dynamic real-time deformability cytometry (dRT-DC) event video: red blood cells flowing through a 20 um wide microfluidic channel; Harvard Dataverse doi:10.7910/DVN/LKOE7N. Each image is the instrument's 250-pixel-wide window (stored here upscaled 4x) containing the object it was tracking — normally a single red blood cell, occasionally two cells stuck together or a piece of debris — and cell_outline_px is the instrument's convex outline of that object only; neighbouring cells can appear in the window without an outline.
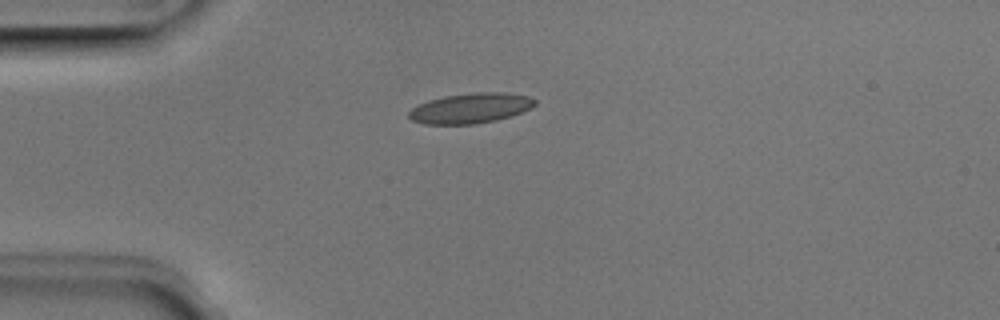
{"species": "Egyptian fruit bat (a non-hibernating species)", "species_latin": "Rousettus aegyptiacus", "temperature_condition": "room temperature", "stored_images_in_passage": 39, "camera_frame_rate_fps": 3000, "um_per_image_px": 0.085, "animal": {"sex": "male"}, "frame": {"image": 1, "passage_image": 1, "time_ms": 0.0, "image_size_px": [1000, 320], "cell_outline_px": [[536, 104], [532, 108], [512, 116], [496, 120], [476, 124], [424, 124], [412, 120], [408, 116], [408, 112], [412, 108], [428, 100], [444, 96], [476, 92], [504, 92], [528, 96], [536, 100]], "centroid_in_image_um": [40.02, 9.2], "position_along_channel_um": 45.0, "area_um2": 22.25}}
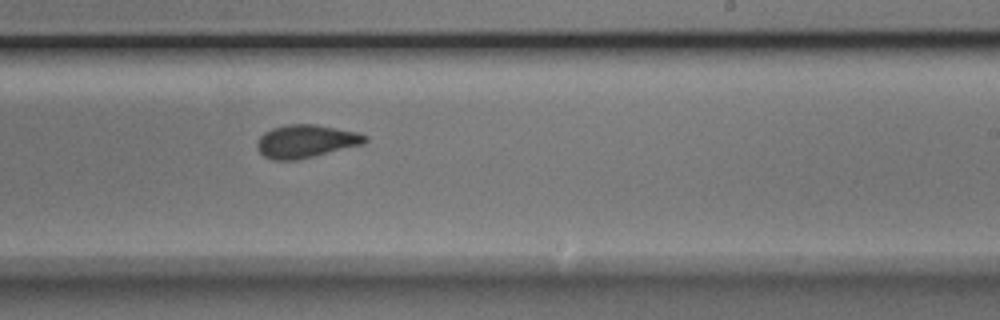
{"frame": {"image": 2, "passage_image": 19, "time_ms": 6.0, "image_size_px": [1000, 320], "cell_outline_px": [[368, 140], [364, 144], [300, 160], [272, 160], [264, 156], [256, 148], [256, 144], [260, 136], [264, 132], [272, 128], [288, 124], [316, 124], [356, 132], [368, 136]], "centroid_in_image_um": [26.0, 12.02], "position_along_channel_um": 263.0, "area_um2": 20.98}}
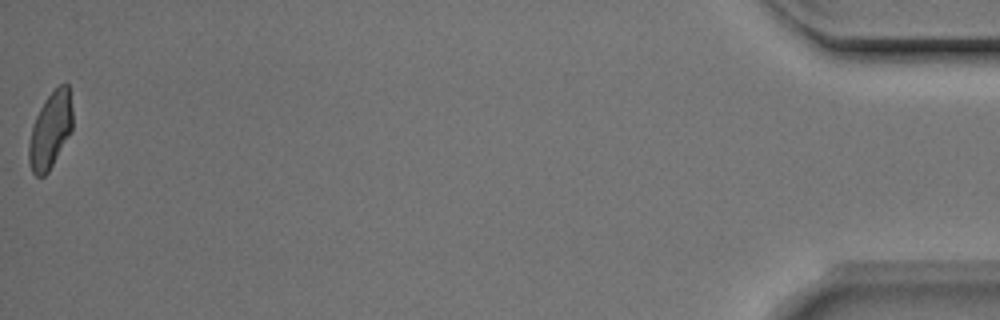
{"frame": {"image": 3, "passage_image": 39, "time_ms": 12.667, "image_size_px": [1000, 320], "cell_outline_px": [[72, 132], [48, 172], [44, 176], [36, 176], [32, 172], [28, 160], [28, 144], [32, 124], [44, 100], [60, 84], [68, 84], [72, 108]], "centroid_in_image_um": [4.27, 11.09], "position_along_channel_um": 430.9, "area_um2": 19.54}, "authors_computed_cell_mechanics": {"area_um2": 20.519, "velocity_mm_per_s": 3.9686, "shape_relaxation_time_tau1_ms": 8.6548, "shape_relaxation_time_tau2_ms": 1.4041, "deformation_change_tau1": 0.1985, "deformation_change_tau2": 0.074}}